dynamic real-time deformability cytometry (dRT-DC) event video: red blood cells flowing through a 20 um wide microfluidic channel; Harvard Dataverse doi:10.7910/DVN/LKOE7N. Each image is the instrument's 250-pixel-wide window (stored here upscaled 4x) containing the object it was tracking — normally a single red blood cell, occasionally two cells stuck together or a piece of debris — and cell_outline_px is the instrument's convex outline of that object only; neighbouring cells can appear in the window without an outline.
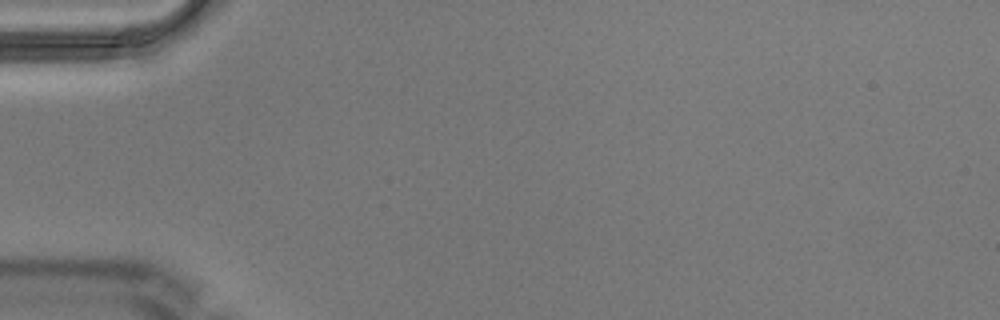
{"species": "Egyptian fruit bat (a non-hibernating species)", "species_latin": "Rousettus aegyptiacus", "temperature_condition": "warm", "stored_images_in_passage": 3, "camera_frame_rate_fps": 3000, "um_per_image_px": 0.085, "animal": {"sex": "male"}, "frame": {"image": 1, "passage_image": 1, "time_ms": 0.0, "image_size_px": [1000, 320], "cell_outline_px": [[272, 20], [196, 84], [172, 88], [188, 72], [248, 24], [268, 12], [272, 12]], "centroid_in_image_um": [19.06, 4.38], "position_along_channel_um": 65.9, "area_um2": 10.46}}